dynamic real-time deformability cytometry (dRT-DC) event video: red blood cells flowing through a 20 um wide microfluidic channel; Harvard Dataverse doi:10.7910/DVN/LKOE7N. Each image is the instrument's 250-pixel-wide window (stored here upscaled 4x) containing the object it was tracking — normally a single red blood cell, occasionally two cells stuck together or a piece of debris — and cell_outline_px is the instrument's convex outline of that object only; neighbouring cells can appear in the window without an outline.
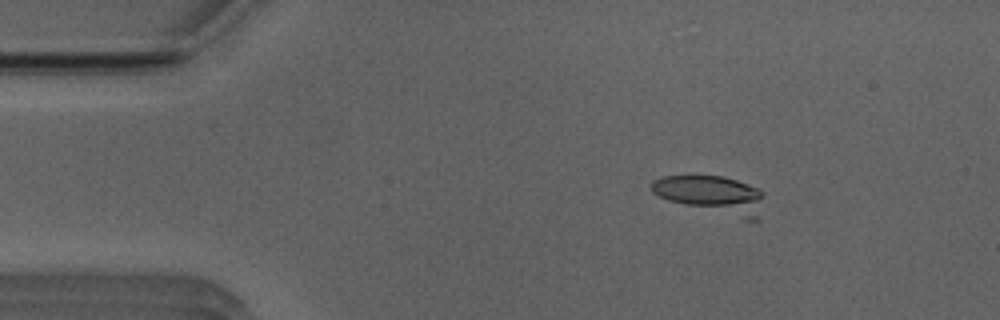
{"species": "Egyptian fruit bat (a non-hibernating species)", "species_latin": "Rousettus aegyptiacus", "temperature_condition": "room temperature", "stored_images_in_passage": 6, "camera_frame_rate_fps": 3000, "um_per_image_px": 0.085, "animal": {"sex": "male"}, "frame": {"image": 1, "passage_image": 1, "time_ms": 0.0, "image_size_px": [1000, 320], "cell_outline_px": [[764, 196], [760, 220], [744, 220], [668, 200], [652, 192], [648, 184], [652, 180], [664, 176], [724, 176], [736, 180], [756, 188], [764, 192]], "centroid_in_image_um": [60.53, 16.56], "position_along_channel_um": 24.5, "area_um2": 24.85}}